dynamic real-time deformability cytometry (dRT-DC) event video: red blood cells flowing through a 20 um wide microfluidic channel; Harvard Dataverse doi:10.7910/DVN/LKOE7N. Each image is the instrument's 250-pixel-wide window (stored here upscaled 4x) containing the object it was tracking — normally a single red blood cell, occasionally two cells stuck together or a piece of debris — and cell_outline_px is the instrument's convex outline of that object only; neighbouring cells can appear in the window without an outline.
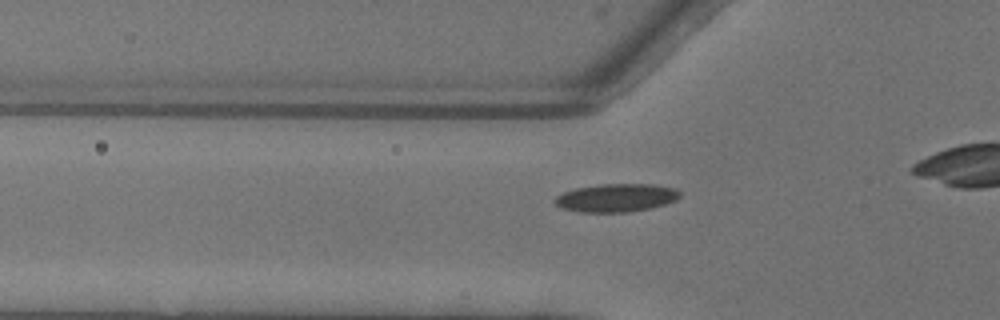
{"species": "common noctule bat (a hibernating species)", "species_latin": "Nyctalus noctula", "temperature_condition": "warm", "stored_images_in_passage": 36, "camera_frame_rate_fps": 3000, "um_per_image_px": 0.085, "animal": {"sex": "female"}, "frame": {"image": 1, "passage_image": 10, "time_ms": 3.0, "image_size_px": [1000, 320], "cell_outline_px": [[680, 196], [676, 200], [652, 208], [628, 212], [580, 212], [560, 208], [552, 200], [556, 196], [564, 192], [576, 188], [600, 184], [652, 184], [676, 188], [680, 192]], "centroid_in_image_um": [52.37, 16.81], "position_along_channel_um": 73.4, "area_um2": 20.63}}
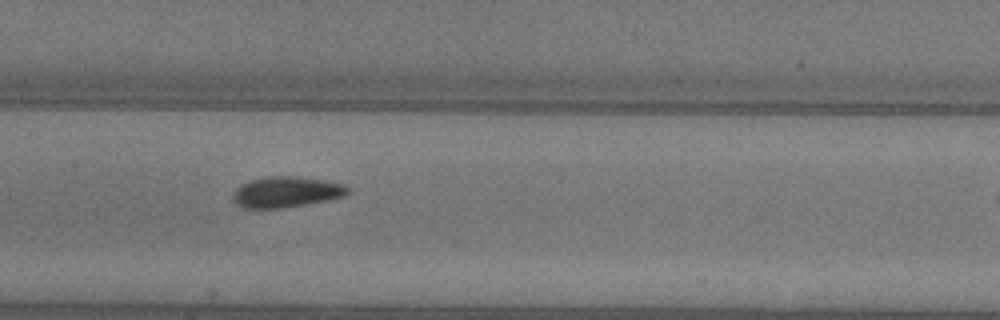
{"frame": {"image": 2, "passage_image": 18, "time_ms": 5.667, "image_size_px": [1000, 320], "cell_outline_px": [[348, 192], [344, 196], [328, 200], [280, 208], [244, 208], [236, 204], [232, 200], [232, 196], [236, 188], [252, 180], [268, 176], [296, 176], [324, 180], [344, 184], [348, 188]], "centroid_in_image_um": [24.32, 16.32], "position_along_channel_um": 183.1, "area_um2": 20.4}}
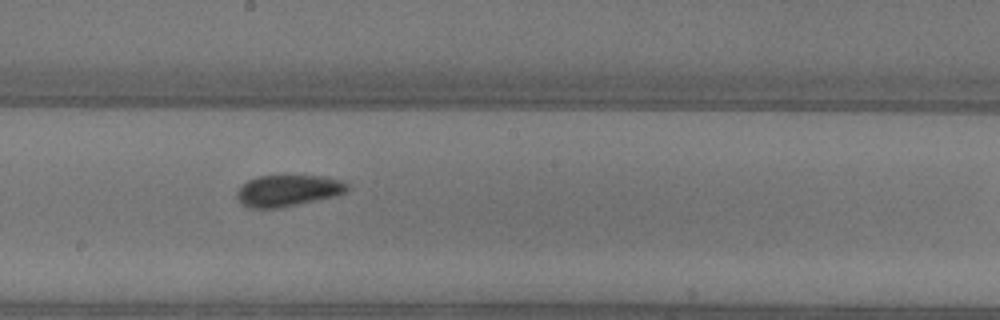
{"frame": {"image": 3, "passage_image": 21, "time_ms": 6.667, "image_size_px": [1000, 320], "cell_outline_px": [[348, 188], [344, 192], [336, 196], [280, 208], [248, 208], [240, 204], [236, 196], [236, 192], [248, 180], [256, 176], [320, 176], [344, 180], [348, 184]], "centroid_in_image_um": [24.46, 16.21], "position_along_channel_um": 223.7, "area_um2": 20.29}}